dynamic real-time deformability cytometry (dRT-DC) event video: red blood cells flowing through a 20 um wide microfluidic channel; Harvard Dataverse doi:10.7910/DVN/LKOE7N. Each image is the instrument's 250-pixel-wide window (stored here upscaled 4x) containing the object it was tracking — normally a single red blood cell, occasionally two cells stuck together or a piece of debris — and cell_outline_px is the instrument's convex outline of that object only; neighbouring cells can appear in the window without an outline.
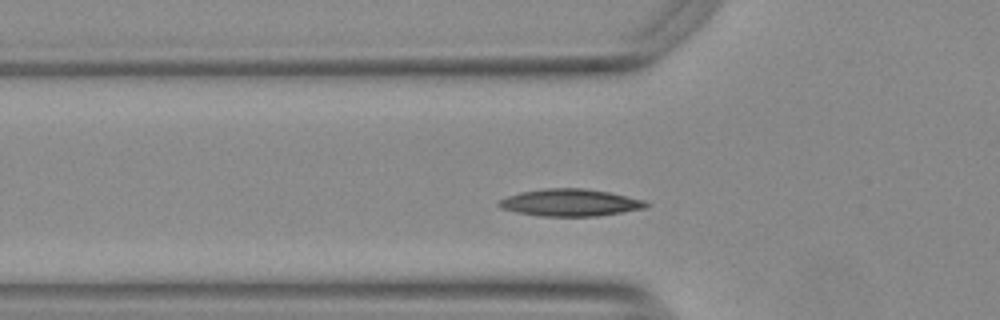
{"species": "Egyptian fruit bat (a non-hibernating species)", "species_latin": "Rousettus aegyptiacus", "temperature_condition": "warm", "stored_images_in_passage": 40, "camera_frame_rate_fps": 3000, "um_per_image_px": 0.085, "animal": {"sex": "female"}, "frame": {"image": 1, "passage_image": 5, "time_ms": 1.333, "image_size_px": [1000, 320], "cell_outline_px": [[648, 208], [596, 216], [540, 216], [516, 212], [500, 208], [496, 204], [500, 200], [508, 196], [520, 192], [544, 188], [584, 188], [608, 192], [644, 200], [648, 204]], "centroid_in_image_um": [48.44, 17.22], "position_along_channel_um": 77.4, "area_um2": 23.24}}
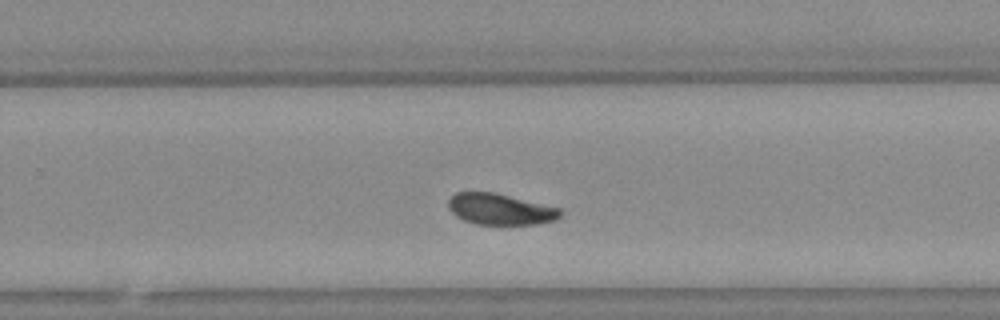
{"frame": {"image": 2, "passage_image": 22, "time_ms": 7.0, "image_size_px": [1000, 320], "cell_outline_px": [[564, 212], [556, 220], [536, 224], [476, 224], [464, 220], [456, 216], [448, 208], [448, 200], [456, 192], [492, 192], [560, 208]], "centroid_in_image_um": [42.52, 17.79], "position_along_channel_um": 287.3, "area_um2": 20.17}}
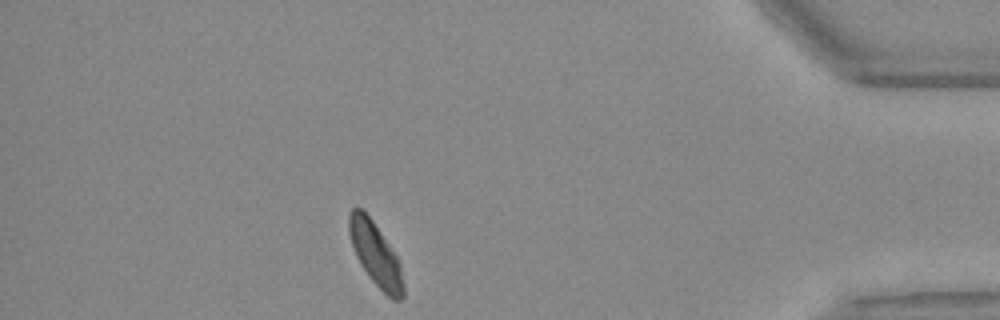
{"frame": {"image": 3, "passage_image": 35, "time_ms": 11.333, "image_size_px": [1000, 320], "cell_outline_px": [[404, 296], [400, 300], [392, 300], [372, 280], [360, 264], [356, 256], [348, 232], [348, 212], [352, 208], [360, 208], [372, 220], [396, 256], [400, 264], [404, 284]], "centroid_in_image_um": [31.91, 21.62], "position_along_channel_um": 403.3, "area_um2": 19.71}, "authors_computed_cell_mechanics": {"area_um2": 21.0392, "velocity_mm_per_s": 3.7133, "shape_relaxation_time_tau1_ms": 4.0241, "shape_relaxation_time_tau2_ms": 5.8273, "deformation_change_tau1": 0.1242, "deformation_change_tau2": 0.0818}}